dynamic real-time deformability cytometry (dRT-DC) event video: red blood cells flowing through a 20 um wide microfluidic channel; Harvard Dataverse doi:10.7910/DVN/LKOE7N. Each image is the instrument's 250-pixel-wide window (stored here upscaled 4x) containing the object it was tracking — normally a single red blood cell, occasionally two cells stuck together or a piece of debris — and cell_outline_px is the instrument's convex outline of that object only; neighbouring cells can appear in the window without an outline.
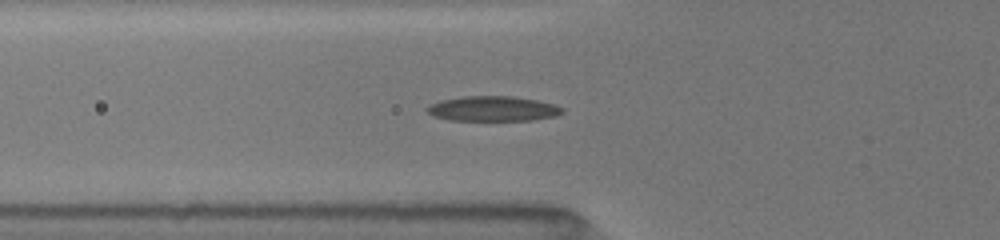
{"species": "common noctule bat (a hibernating species)", "species_latin": "Nyctalus noctula", "temperature_condition": "room temperature", "stored_images_in_passage": 9, "camera_frame_rate_fps": 3000, "um_per_image_px": 0.085, "animal": {"sex": "female", "body_mass_g": 19.5, "forearm_length_mm": 54.1}, "frame": {"image": 1, "passage_image": 3, "time_ms": 0.333, "image_size_px": [1000, 240], "cell_outline_px": [[564, 112], [556, 116], [532, 120], [448, 120], [432, 116], [424, 108], [428, 104], [440, 100], [464, 96], [512, 96], [536, 100], [552, 104], [564, 108]], "centroid_in_image_um": [41.85, 9.24], "position_along_channel_um": 84.0, "area_um2": 19.83}}